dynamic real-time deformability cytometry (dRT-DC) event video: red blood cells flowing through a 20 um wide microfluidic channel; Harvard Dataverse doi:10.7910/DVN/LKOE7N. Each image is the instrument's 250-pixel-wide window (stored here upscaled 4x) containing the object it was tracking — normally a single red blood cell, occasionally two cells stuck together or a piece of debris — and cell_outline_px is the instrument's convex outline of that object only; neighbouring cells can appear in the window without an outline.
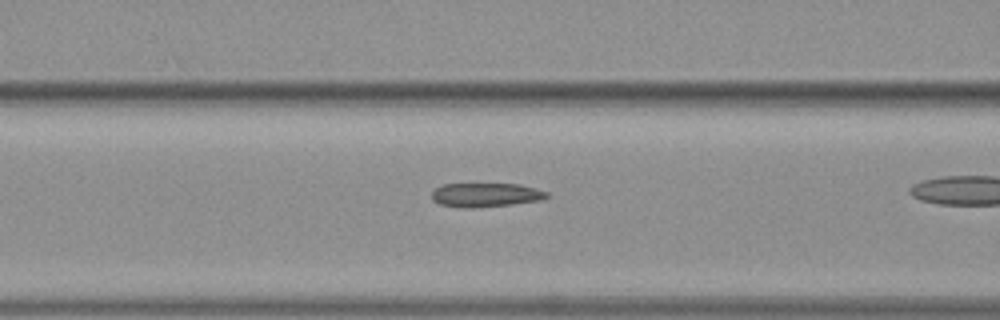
{"species": "common noctule bat (a hibernating species)", "species_latin": "Nyctalus noctula", "temperature_condition": "warm", "stored_images_in_passage": 40, "camera_frame_rate_fps": 3000, "um_per_image_px": 0.085, "animal": {"sex": "female", "body_mass_g": 19.3, "forearm_length_mm": 54.1}, "frame": {"image": 1, "passage_image": 20, "time_ms": 6.333, "image_size_px": [1000, 320], "cell_outline_px": [[548, 196], [540, 200], [512, 204], [472, 208], [460, 208], [440, 204], [432, 200], [432, 192], [436, 188], [444, 184], [520, 184], [536, 188], [548, 192]], "centroid_in_image_um": [41.27, 16.57], "position_along_channel_um": 125.3, "area_um2": 16.07}}
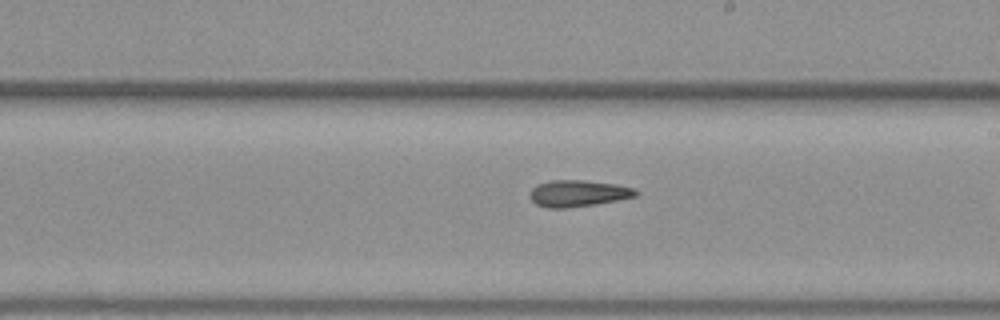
{"frame": {"image": 2, "passage_image": 29, "time_ms": 9.333, "image_size_px": [1000, 320], "cell_outline_px": [[640, 192], [636, 196], [596, 204], [568, 208], [548, 208], [536, 204], [532, 200], [532, 188], [536, 184], [552, 180], [584, 180], [616, 184], [636, 188]], "centroid_in_image_um": [49.18, 16.43], "position_along_channel_um": 239.8, "area_um2": 16.36}}
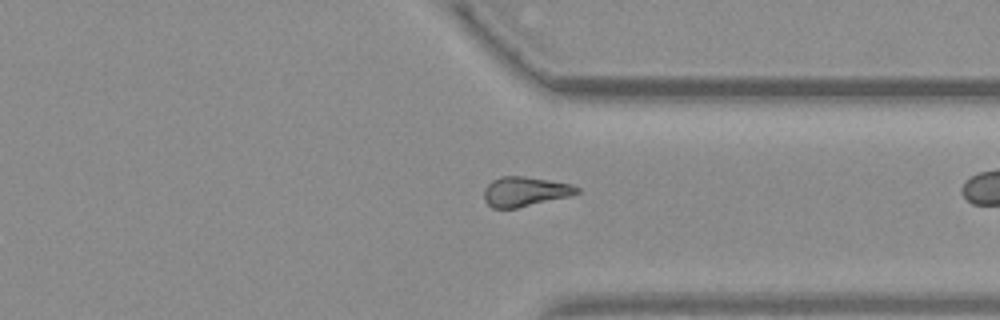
{"frame": {"image": 3, "passage_image": 39, "time_ms": 12.667, "image_size_px": [1000, 320], "cell_outline_px": [[580, 192], [568, 196], [516, 208], [492, 208], [484, 200], [484, 188], [492, 180], [500, 176], [524, 176], [572, 184], [580, 188]], "centroid_in_image_um": [44.6, 16.27], "position_along_channel_um": 366.8, "area_um2": 15.95}}